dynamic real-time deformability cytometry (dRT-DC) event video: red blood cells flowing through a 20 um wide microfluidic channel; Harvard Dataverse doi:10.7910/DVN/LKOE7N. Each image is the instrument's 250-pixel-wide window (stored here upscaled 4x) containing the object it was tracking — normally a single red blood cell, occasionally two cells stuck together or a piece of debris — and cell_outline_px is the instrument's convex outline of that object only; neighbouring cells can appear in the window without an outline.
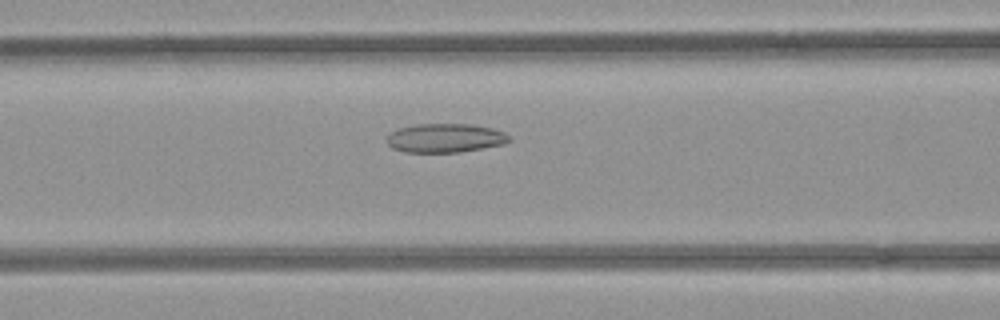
{"species": "common noctule bat (a hibernating species)", "species_latin": "Nyctalus noctula", "temperature_condition": "room temperature", "stored_images_in_passage": 48, "camera_frame_rate_fps": 3000, "um_per_image_px": 0.085, "animal": {"sex": "female", "body_mass_g": 21.9}, "frame": {"image": 1, "passage_image": 17, "time_ms": 5.333, "image_size_px": [1000, 320], "cell_outline_px": [[512, 140], [504, 144], [460, 152], [404, 152], [392, 148], [388, 144], [388, 132], [396, 128], [416, 124], [468, 124], [492, 128], [504, 132]], "centroid_in_image_um": [37.81, 11.73], "position_along_channel_um": 128.8, "area_um2": 20.69}}
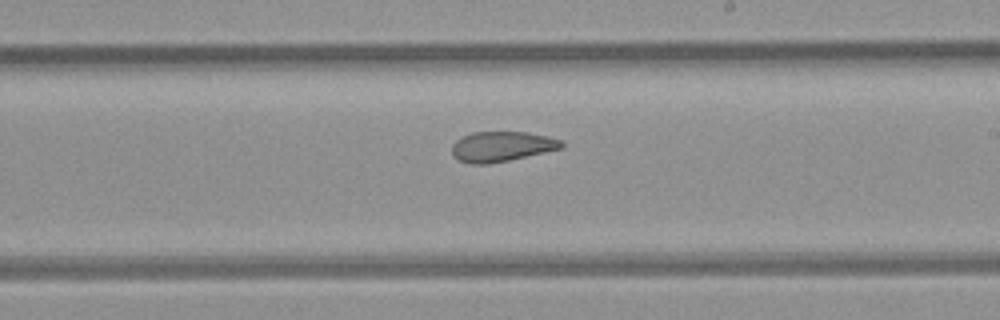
{"frame": {"image": 2, "passage_image": 26, "time_ms": 8.333, "image_size_px": [1000, 320], "cell_outline_px": [[564, 148], [508, 160], [488, 164], [472, 164], [460, 160], [452, 152], [452, 144], [460, 136], [472, 132], [528, 132], [548, 136], [560, 140], [564, 144]], "centroid_in_image_um": [42.65, 12.44], "position_along_channel_um": 246.3, "area_um2": 19.19}}
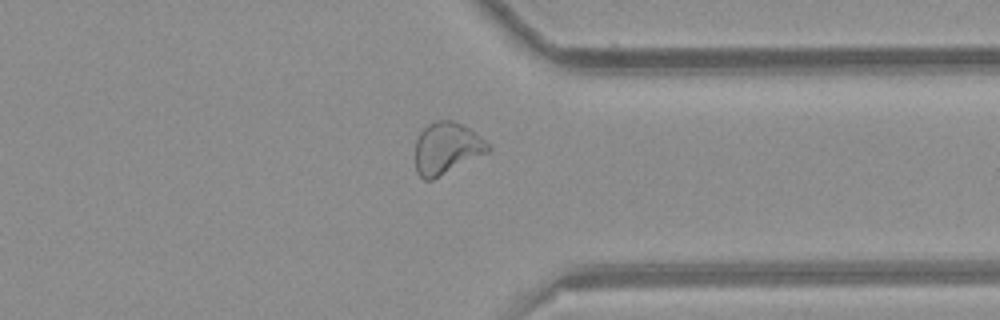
{"frame": {"image": 3, "passage_image": 36, "time_ms": 11.667, "image_size_px": [1000, 320], "cell_outline_px": [[492, 148], [488, 152], [432, 180], [424, 180], [416, 172], [416, 140], [420, 132], [428, 124], [436, 120], [452, 120], [468, 128], [484, 140]], "centroid_in_image_um": [37.94, 12.6], "position_along_channel_um": 373.5, "area_um2": 21.68}, "authors_computed_cell_mechanics": {"area_um2": 22.3686, "velocity_mm_per_s": 3.9193, "shape_relaxation_time_tau1_ms": null, "shape_relaxation_time_tau2_ms": 2.2342, "deformation_change_tau1": null, "deformation_change_tau2": 0.0859}}